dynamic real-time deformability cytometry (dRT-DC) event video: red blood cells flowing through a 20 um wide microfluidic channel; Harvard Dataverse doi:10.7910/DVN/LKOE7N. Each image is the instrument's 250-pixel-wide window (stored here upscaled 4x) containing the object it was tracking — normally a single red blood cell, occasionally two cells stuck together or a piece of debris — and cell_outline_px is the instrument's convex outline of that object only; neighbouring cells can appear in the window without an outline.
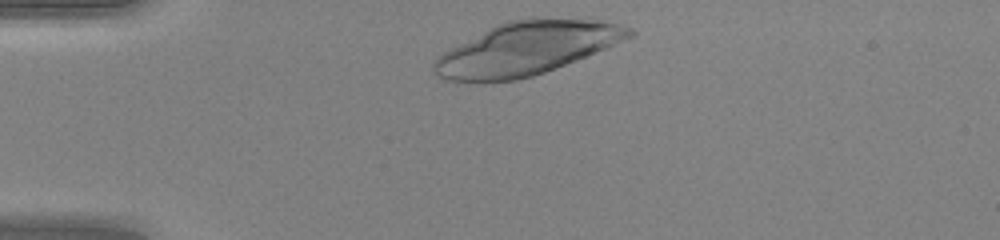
{"species": "human", "species_latin": "Homo sapiens", "temperature_condition": "warm", "stored_images_in_passage": 14, "camera_frame_rate_fps": 3000, "um_per_image_px": 0.085, "donor": {"sex": "female"}, "frame": {"image": 1, "passage_image": 1, "time_ms": 0.0, "image_size_px": [1000, 240], "cell_outline_px": [[636, 32], [632, 36], [604, 48], [544, 72], [532, 76], [516, 80], [444, 80], [436, 76], [432, 68], [432, 64], [444, 52], [496, 24], [508, 20], [528, 16], [600, 16], [632, 28]], "centroid_in_image_um": [44.88, 4.01], "position_along_channel_um": 40.1, "area_um2": 61.04}}